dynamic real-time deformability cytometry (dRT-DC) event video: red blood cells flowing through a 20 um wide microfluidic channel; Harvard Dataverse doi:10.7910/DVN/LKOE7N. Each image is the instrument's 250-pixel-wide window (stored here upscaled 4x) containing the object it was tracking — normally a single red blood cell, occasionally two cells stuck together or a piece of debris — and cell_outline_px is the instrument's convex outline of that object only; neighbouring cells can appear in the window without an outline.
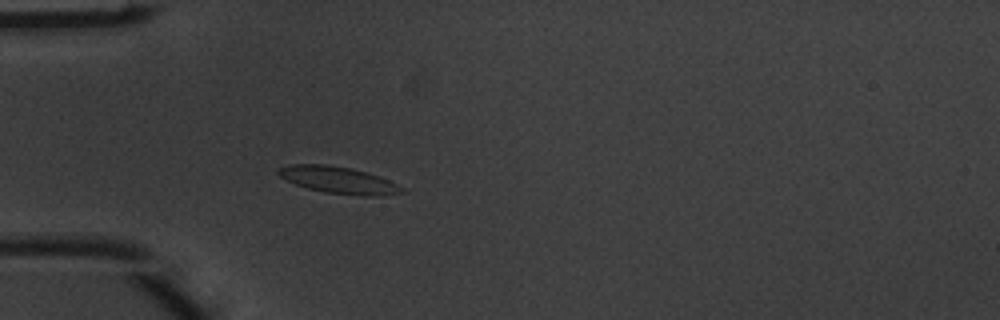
{"species": "common noctule bat (a hibernating species)", "species_latin": "Nyctalus noctula", "temperature_condition": "warm", "stored_images_in_passage": 1, "camera_frame_rate_fps": 3000, "um_per_image_px": 0.085, "animal": {"sex": "male", "body_mass_g": 20.1, "forearm_length_mm": 53.5}, "frame": {"image": 1, "passage_image": 1, "time_ms": 0.0, "image_size_px": [1000, 320], "cell_outline_px": [[408, 192], [376, 196], [360, 196], [324, 192], [308, 188], [296, 184], [280, 176], [276, 172], [280, 168], [288, 164], [328, 164], [352, 168], [388, 180], [404, 188]], "centroid_in_image_um": [28.78, 15.31], "position_along_channel_um": 56.2, "area_um2": 19.19}}